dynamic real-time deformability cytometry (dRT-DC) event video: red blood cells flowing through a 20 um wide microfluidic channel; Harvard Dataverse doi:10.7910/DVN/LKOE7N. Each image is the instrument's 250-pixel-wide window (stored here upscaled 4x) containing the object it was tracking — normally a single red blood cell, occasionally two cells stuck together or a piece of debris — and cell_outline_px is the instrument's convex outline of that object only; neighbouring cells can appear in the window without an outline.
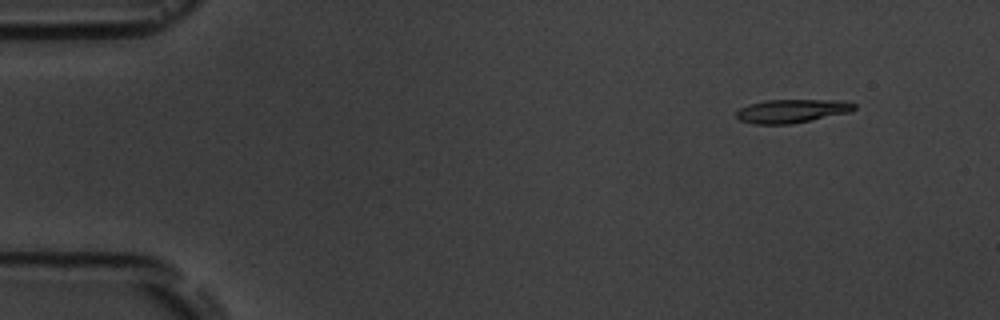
{"species": "common noctule bat (a hibernating species)", "species_latin": "Nyctalus noctula", "temperature_condition": "room temperature", "stored_images_in_passage": 6, "camera_frame_rate_fps": 3000, "um_per_image_px": 0.085, "animal": {"sex": "male", "body_mass_g": 19.5, "forearm_length_mm": 54.6}, "frame": {"image": 1, "passage_image": 2, "time_ms": 1.333, "image_size_px": [1000, 320], "cell_outline_px": [[856, 108], [848, 112], [788, 124], [756, 124], [740, 120], [736, 116], [736, 112], [740, 108], [748, 104], [764, 100], [840, 100], [856, 104]], "centroid_in_image_um": [67.26, 9.42], "position_along_channel_um": 17.7, "area_um2": 15.9}}
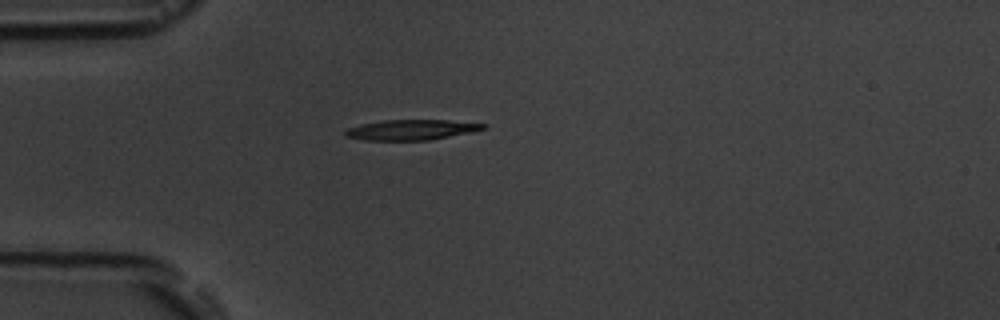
{"frame": {"image": 2, "passage_image": 5, "time_ms": 4.667, "image_size_px": [1000, 320], "cell_outline_px": [[488, 128], [428, 140], [364, 140], [344, 136], [344, 132], [348, 128], [364, 124], [384, 120], [448, 120], [488, 124]], "centroid_in_image_um": [34.96, 11.03], "position_along_channel_um": 50.0, "area_um2": 16.07}}